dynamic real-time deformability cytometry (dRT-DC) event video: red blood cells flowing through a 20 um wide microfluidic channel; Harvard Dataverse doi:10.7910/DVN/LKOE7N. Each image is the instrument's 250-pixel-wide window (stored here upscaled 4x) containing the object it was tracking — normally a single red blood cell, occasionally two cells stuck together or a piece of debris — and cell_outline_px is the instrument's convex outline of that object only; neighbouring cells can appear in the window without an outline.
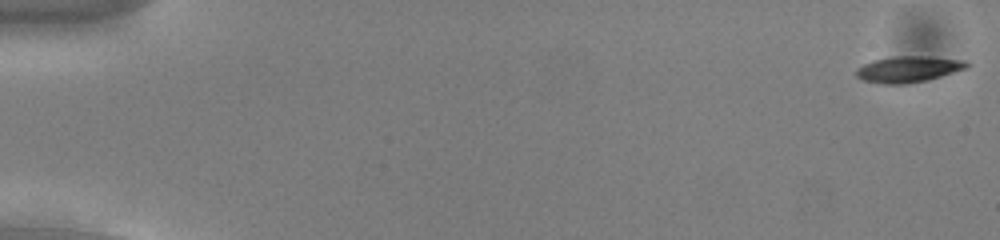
{"species": "common noctule bat (a hibernating species)", "species_latin": "Nyctalus noctula", "temperature_condition": "cold", "stored_images_in_passage": 54, "camera_frame_rate_fps": 3000, "um_per_image_px": 0.085, "animal": {"sex": "male", "body_mass_g": 13.0, "forearm_length_mm": 53.1}, "frame": {"image": 1, "passage_image": 1, "time_ms": 0.0, "image_size_px": [1000, 240], "cell_outline_px": [[968, 68], [928, 80], [904, 84], [884, 84], [864, 80], [856, 76], [856, 68], [872, 60], [892, 56], [928, 56], [964, 60], [968, 64]], "centroid_in_image_um": [77.2, 5.87], "position_along_channel_um": 7.8, "area_um2": 16.88}}
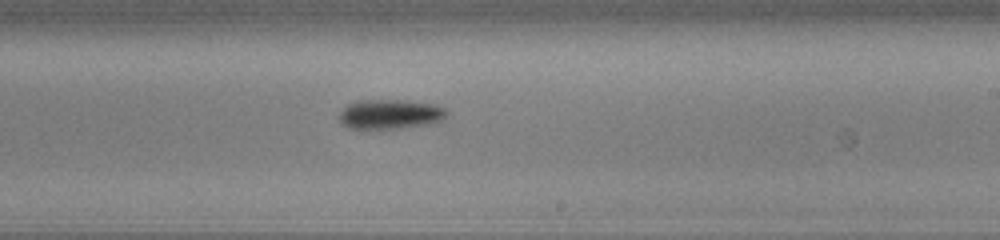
{"frame": {"image": 2, "passage_image": 33, "time_ms": 10.667, "image_size_px": [1000, 240], "cell_outline_px": [[448, 112], [440, 120], [432, 124], [400, 128], [348, 128], [340, 124], [340, 112], [348, 104], [356, 100], [404, 100], [432, 104], [444, 108]], "centroid_in_image_um": [33.13, 9.7], "position_along_channel_um": 255.9, "area_um2": 18.44}}
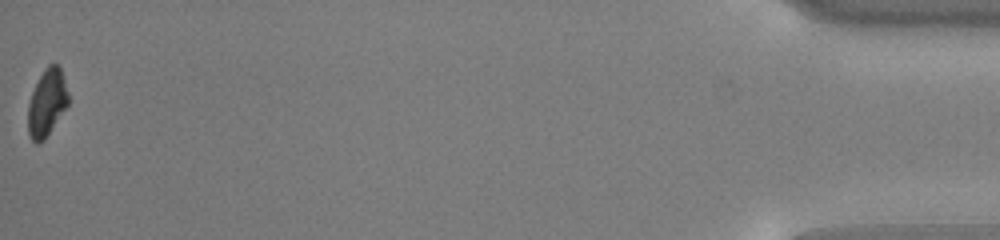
{"frame": {"image": 3, "passage_image": 54, "time_ms": 17.667, "image_size_px": [1000, 240], "cell_outline_px": [[68, 104], [44, 140], [36, 144], [28, 136], [28, 104], [32, 92], [44, 68], [48, 64], [56, 64], [60, 68], [68, 92]], "centroid_in_image_um": [3.97, 8.75], "position_along_channel_um": 431.2, "area_um2": 15.55}, "authors_computed_cell_mechanics": {"area_um2": 17.2244, "velocity_mm_per_s": 3.8419, "shape_relaxation_time_tau1_ms": 1.9461, "shape_relaxation_time_tau2_ms": null, "deformation_change_tau1": 0.1057, "deformation_change_tau2": null}}